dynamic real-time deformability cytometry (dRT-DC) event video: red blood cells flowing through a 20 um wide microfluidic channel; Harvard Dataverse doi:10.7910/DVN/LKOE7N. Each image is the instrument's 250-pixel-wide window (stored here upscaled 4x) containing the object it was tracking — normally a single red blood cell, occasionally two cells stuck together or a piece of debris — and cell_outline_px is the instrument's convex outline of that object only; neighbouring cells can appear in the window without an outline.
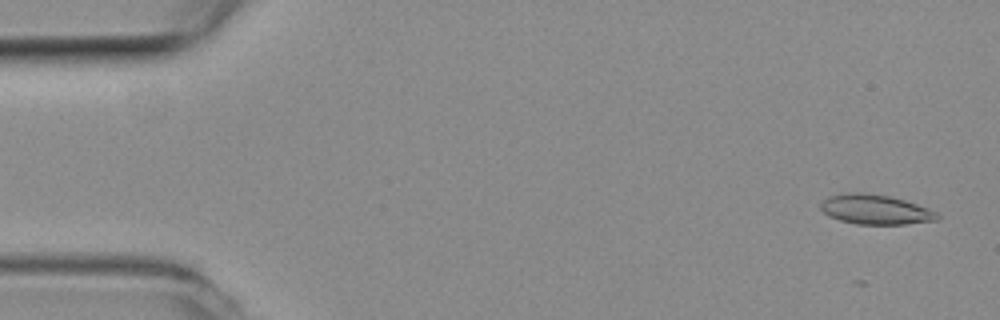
{"species": "common noctule bat (a hibernating species)", "species_latin": "Nyctalus noctula", "temperature_condition": "room temperature", "stored_images_in_passage": 45, "camera_frame_rate_fps": 3000, "um_per_image_px": 0.085, "animal": {"sex": "female", "body_mass_g": 19.3, "forearm_length_mm": 54.1}, "frame": {"image": 1, "passage_image": 2, "time_ms": 0.333, "image_size_px": [1000, 320], "cell_outline_px": [[940, 220], [904, 224], [856, 224], [840, 220], [824, 212], [820, 208], [820, 204], [828, 196], [844, 192], [864, 192], [888, 196], [904, 200], [928, 208], [936, 212], [940, 216]], "centroid_in_image_um": [74.41, 17.8], "position_along_channel_um": 10.6, "area_um2": 20.17}}
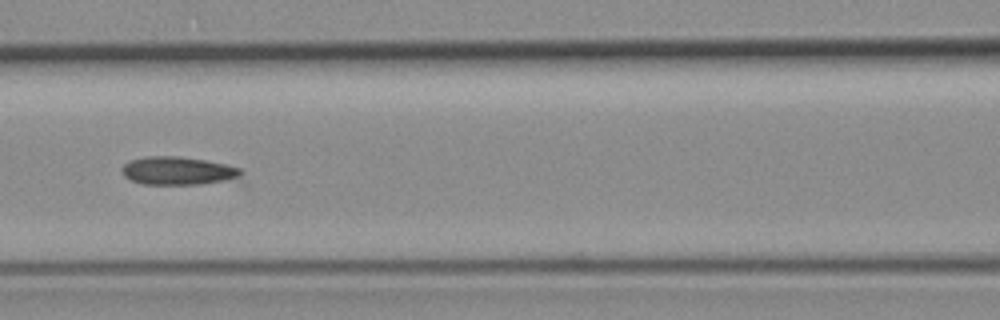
{"frame": {"image": 2, "passage_image": 23, "time_ms": 7.333, "image_size_px": [1000, 320], "cell_outline_px": [[248, 184], [144, 184], [132, 180], [124, 176], [120, 168], [124, 164], [132, 160], [148, 156], [176, 156], [204, 160], [244, 168]], "centroid_in_image_um": [15.47, 14.57], "position_along_channel_um": 151.1, "area_um2": 20.87}}
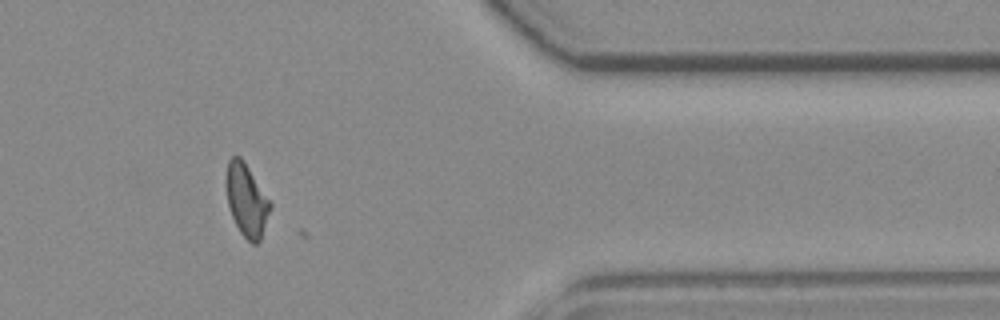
{"frame": {"image": 3, "passage_image": 44, "time_ms": 14.333, "image_size_px": [1000, 320], "cell_outline_px": [[272, 208], [260, 240], [256, 244], [252, 244], [240, 232], [232, 216], [228, 204], [228, 160], [232, 156], [240, 156], [272, 204]], "centroid_in_image_um": [21.0, 17.07], "position_along_channel_um": 390.4, "area_um2": 17.92}}